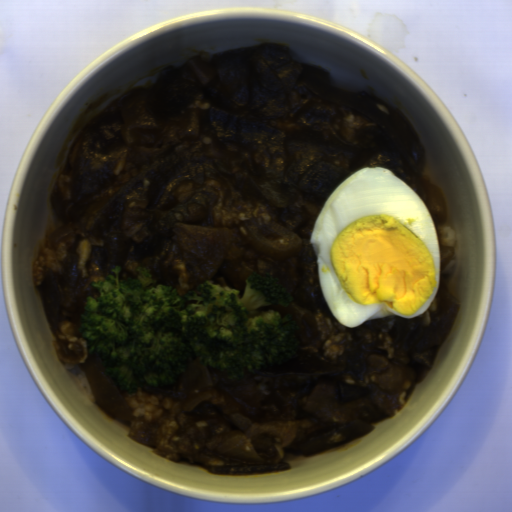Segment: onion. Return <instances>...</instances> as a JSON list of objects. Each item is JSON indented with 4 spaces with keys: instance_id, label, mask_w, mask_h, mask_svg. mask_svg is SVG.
<instances>
[{
    "instance_id": "3",
    "label": "onion",
    "mask_w": 512,
    "mask_h": 512,
    "mask_svg": "<svg viewBox=\"0 0 512 512\" xmlns=\"http://www.w3.org/2000/svg\"><path fill=\"white\" fill-rule=\"evenodd\" d=\"M215 451L226 457L251 462L263 460L245 435L237 431L224 434L222 442Z\"/></svg>"
},
{
    "instance_id": "1",
    "label": "onion",
    "mask_w": 512,
    "mask_h": 512,
    "mask_svg": "<svg viewBox=\"0 0 512 512\" xmlns=\"http://www.w3.org/2000/svg\"><path fill=\"white\" fill-rule=\"evenodd\" d=\"M78 367L86 374L94 401L117 420H131L134 409L122 391L106 373L100 357H89Z\"/></svg>"
},
{
    "instance_id": "2",
    "label": "onion",
    "mask_w": 512,
    "mask_h": 512,
    "mask_svg": "<svg viewBox=\"0 0 512 512\" xmlns=\"http://www.w3.org/2000/svg\"><path fill=\"white\" fill-rule=\"evenodd\" d=\"M269 229V236L265 237L261 235L256 226H250L247 229L246 237L251 247L272 260L283 262L292 257L301 245L299 235L272 221Z\"/></svg>"
}]
</instances>
